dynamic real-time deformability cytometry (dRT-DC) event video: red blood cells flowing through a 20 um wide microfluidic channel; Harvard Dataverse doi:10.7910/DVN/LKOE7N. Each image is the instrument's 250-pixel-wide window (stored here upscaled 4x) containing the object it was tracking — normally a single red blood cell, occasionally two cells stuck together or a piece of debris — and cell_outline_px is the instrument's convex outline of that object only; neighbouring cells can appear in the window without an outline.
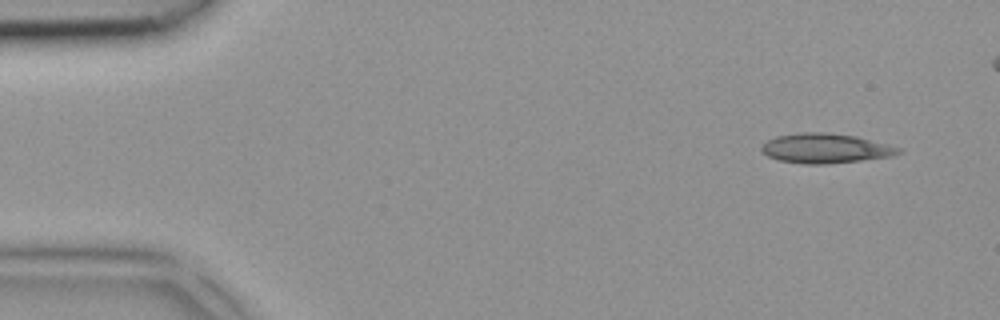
{"species": "common noctule bat (a hibernating species)", "species_latin": "Nyctalus noctula", "temperature_condition": "room temperature", "stored_images_in_passage": 2, "camera_frame_rate_fps": 3000, "um_per_image_px": 0.085, "animal": {"sex": "female", "body_mass_g": 18.4}, "frame": {"image": 1, "passage_image": 1, "time_ms": 0.0, "image_size_px": [1000, 320], "cell_outline_px": [[904, 152], [892, 156], [828, 164], [804, 164], [780, 160], [768, 156], [760, 148], [760, 144], [776, 136], [800, 132], [828, 132], [856, 136], [888, 144], [900, 148]], "centroid_in_image_um": [70.16, 12.6], "position_along_channel_um": 14.8, "area_um2": 23.76}}